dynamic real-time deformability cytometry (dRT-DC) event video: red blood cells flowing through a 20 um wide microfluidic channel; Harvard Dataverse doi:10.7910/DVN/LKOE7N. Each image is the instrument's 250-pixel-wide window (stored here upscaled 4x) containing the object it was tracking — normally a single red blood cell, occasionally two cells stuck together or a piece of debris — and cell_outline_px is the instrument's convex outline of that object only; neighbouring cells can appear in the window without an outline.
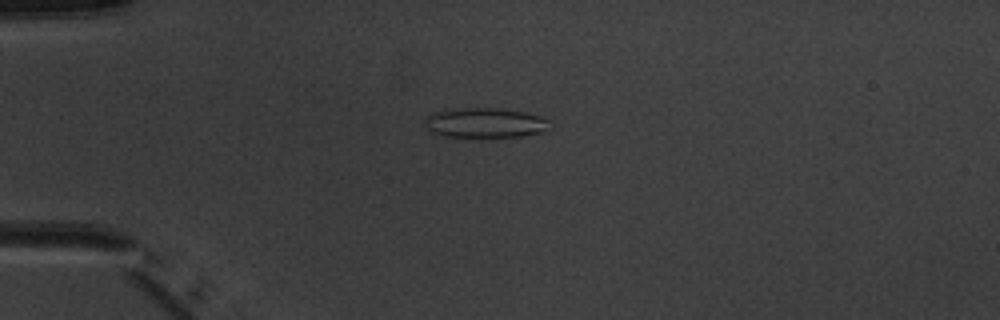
{"species": "common noctule bat (a hibernating species)", "species_latin": "Nyctalus noctula", "temperature_condition": "warm", "stored_images_in_passage": 4, "camera_frame_rate_fps": 3000, "um_per_image_px": 0.085, "animal": {"sex": "male", "body_mass_g": 20.1, "forearm_length_mm": 53.5}, "frame": {"image": 1, "passage_image": 4, "time_ms": 3.667, "image_size_px": [1000, 320], "cell_outline_px": [[552, 128], [544, 132], [520, 136], [444, 136], [432, 132], [424, 128], [424, 120], [432, 112], [464, 108], [508, 108], [540, 116], [552, 120]], "centroid_in_image_um": [41.3, 10.43], "position_along_channel_um": 43.7, "area_um2": 21.96}}